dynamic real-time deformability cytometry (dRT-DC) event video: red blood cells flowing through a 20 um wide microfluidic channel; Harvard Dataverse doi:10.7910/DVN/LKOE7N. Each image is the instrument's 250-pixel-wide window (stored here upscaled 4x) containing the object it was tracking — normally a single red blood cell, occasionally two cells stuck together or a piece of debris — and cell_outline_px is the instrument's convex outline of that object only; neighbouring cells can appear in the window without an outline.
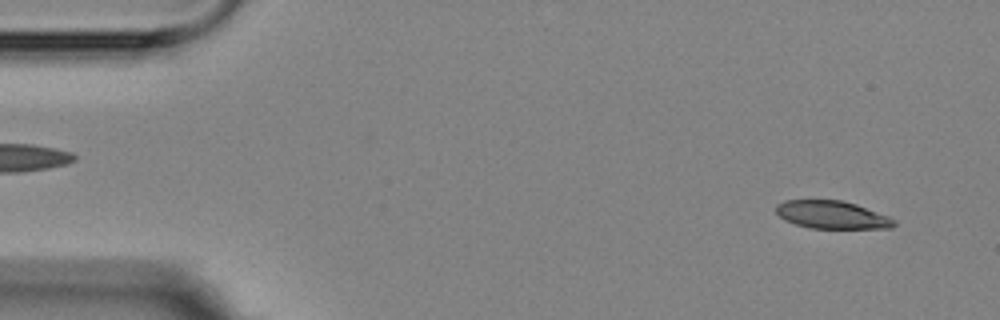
{"species": "Egyptian fruit bat (a non-hibernating species)", "species_latin": "Rousettus aegyptiacus", "temperature_condition": "room temperature", "stored_images_in_passage": 5, "segment_of_instrument_passage": [2, 2], "camera_frame_rate_fps": 3000, "um_per_image_px": 0.085, "animal": {"sex": "female"}, "frame": {"image": 1, "passage_image": 5, "time_ms": 5.333, "image_size_px": [1000, 320], "cell_outline_px": [[896, 224], [892, 228], [808, 228], [784, 220], [776, 212], [776, 204], [784, 200], [840, 200], [856, 204], [888, 216], [896, 220]], "centroid_in_image_um": [70.71, 18.26], "position_along_channel_um": 14.3, "area_um2": 19.13}}